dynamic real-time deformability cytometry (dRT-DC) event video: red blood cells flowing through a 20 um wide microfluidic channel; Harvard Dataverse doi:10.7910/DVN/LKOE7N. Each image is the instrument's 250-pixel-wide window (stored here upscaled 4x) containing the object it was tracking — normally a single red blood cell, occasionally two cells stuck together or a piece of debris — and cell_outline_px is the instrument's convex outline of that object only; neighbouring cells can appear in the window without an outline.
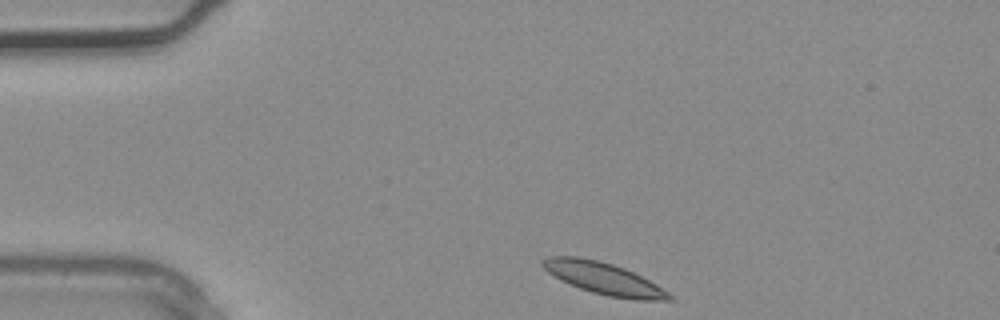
{"species": "common noctule bat (a hibernating species)", "species_latin": "Nyctalus noctula", "temperature_condition": "warm", "stored_images_in_passage": 2, "camera_frame_rate_fps": 3000, "um_per_image_px": 0.085, "animal": {"sex": "male", "body_mass_g": 20.4}, "frame": {"image": 1, "passage_image": 1, "time_ms": 0.0, "image_size_px": [1000, 320], "cell_outline_px": [[676, 300], [636, 300], [608, 296], [592, 292], [580, 288], [560, 280], [552, 276], [540, 264], [540, 260], [548, 256], [576, 256], [596, 260], [612, 264], [624, 268], [656, 284], [676, 296]], "centroid_in_image_um": [51.32, 23.68], "position_along_channel_um": 33.7, "area_um2": 23.58}}